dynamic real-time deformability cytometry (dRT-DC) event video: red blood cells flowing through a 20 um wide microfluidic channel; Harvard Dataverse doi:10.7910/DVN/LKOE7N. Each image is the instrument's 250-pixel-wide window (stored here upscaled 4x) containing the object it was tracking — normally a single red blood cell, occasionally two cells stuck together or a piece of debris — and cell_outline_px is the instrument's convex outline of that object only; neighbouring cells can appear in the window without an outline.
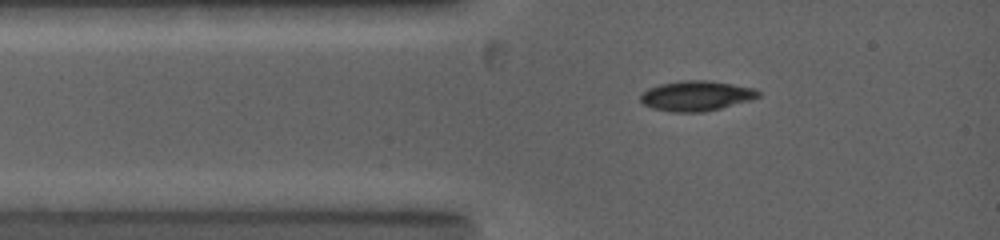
{"species": "common noctule bat (a hibernating species)", "species_latin": "Nyctalus noctula", "temperature_condition": "warm", "stored_images_in_passage": 7, "camera_frame_rate_fps": 5000, "um_per_image_px": 0.085, "animal": {"sex": "female", "body_mass_g": 19.0, "forearm_length_mm": 53.3}, "frame": {"image": 1, "passage_image": 1, "time_ms": 0.0, "image_size_px": [1000, 240], "cell_outline_px": [[760, 96], [752, 100], [704, 112], [672, 112], [652, 108], [644, 104], [640, 100], [640, 92], [648, 88], [660, 84], [680, 80], [704, 80], [732, 84], [756, 88], [760, 92]], "centroid_in_image_um": [59.17, 8.14], "position_along_channel_um": 25.8, "area_um2": 20.81}}